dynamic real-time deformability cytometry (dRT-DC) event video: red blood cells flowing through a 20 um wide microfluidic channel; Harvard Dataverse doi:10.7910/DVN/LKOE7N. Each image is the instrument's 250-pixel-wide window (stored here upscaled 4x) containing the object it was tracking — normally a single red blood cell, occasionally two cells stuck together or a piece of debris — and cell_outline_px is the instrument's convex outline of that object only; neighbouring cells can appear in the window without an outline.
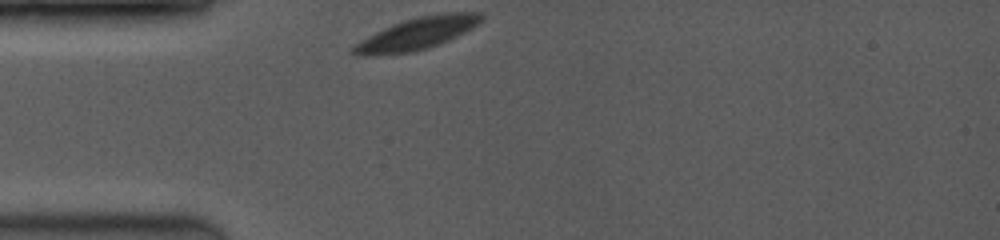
{"species": "common noctule bat (a hibernating species)", "species_latin": "Nyctalus noctula", "temperature_condition": "room temperature", "stored_images_in_passage": 43, "camera_frame_rate_fps": 3500, "um_per_image_px": 0.085, "animal": {"sex": "female", "body_mass_g": 19.0, "forearm_length_mm": 53.3}, "frame": {"image": 1, "passage_image": 1, "time_ms": 0.0, "image_size_px": [1000, 240], "cell_outline_px": [[484, 20], [472, 28], [440, 44], [428, 48], [412, 52], [368, 56], [352, 56], [348, 48], [360, 40], [392, 24], [404, 20], [420, 16], [440, 12], [484, 12]], "centroid_in_image_um": [35.42, 2.86], "position_along_channel_um": 49.6, "area_um2": 24.28}}
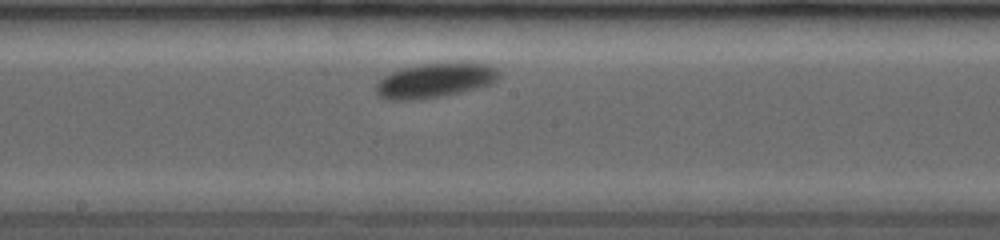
{"frame": {"image": 2, "passage_image": 23, "time_ms": 4.571, "image_size_px": [1000, 240], "cell_outline_px": [[500, 76], [492, 84], [460, 92], [440, 96], [412, 100], [388, 100], [376, 96], [376, 84], [384, 76], [392, 72], [404, 68], [420, 64], [488, 64], [496, 68], [500, 72]], "centroid_in_image_um": [36.94, 6.86], "position_along_channel_um": 211.3, "area_um2": 24.33}}
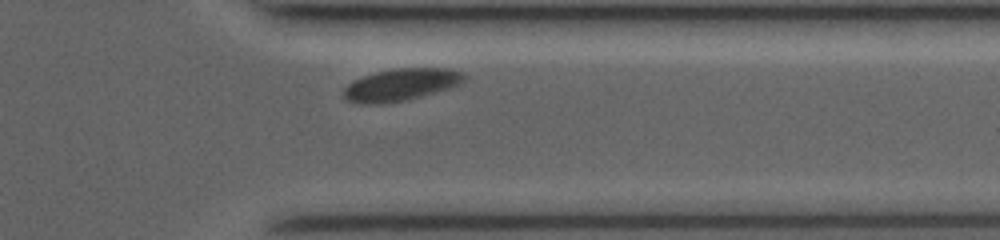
{"frame": {"image": 3, "passage_image": 43, "time_ms": 8.857, "image_size_px": [1000, 240], "cell_outline_px": [[468, 80], [460, 84], [436, 92], [404, 100], [380, 104], [360, 104], [348, 100], [344, 96], [344, 88], [352, 80], [376, 72], [396, 68], [452, 68], [464, 72], [468, 76]], "centroid_in_image_um": [34.14, 7.18], "position_along_channel_um": 377.3, "area_um2": 22.72}}